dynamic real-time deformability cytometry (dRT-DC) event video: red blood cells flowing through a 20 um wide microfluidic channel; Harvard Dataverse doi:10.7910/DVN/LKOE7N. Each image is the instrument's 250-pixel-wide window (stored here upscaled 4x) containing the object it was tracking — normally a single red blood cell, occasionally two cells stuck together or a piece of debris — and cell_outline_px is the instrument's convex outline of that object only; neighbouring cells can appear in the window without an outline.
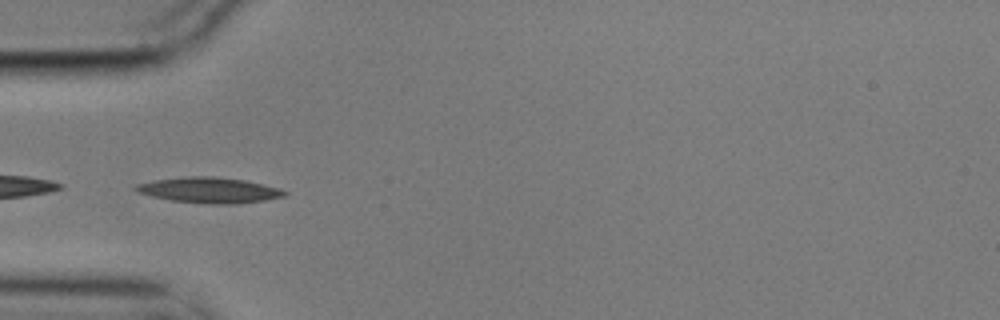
{"species": "common noctule bat (a hibernating species)", "species_latin": "Nyctalus noctula", "temperature_condition": "cold", "stored_images_in_passage": 6, "camera_frame_rate_fps": 3000, "um_per_image_px": 0.085, "animal": {"sex": "male", "body_mass_g": 17.9}, "frame": {"image": 1, "passage_image": 5, "time_ms": 1.333, "image_size_px": [1000, 320], "cell_outline_px": [[288, 192], [284, 196], [264, 200], [236, 204], [208, 204], [172, 200], [152, 196], [140, 192], [132, 188], [136, 184], [156, 180], [188, 176], [212, 176], [244, 180], [280, 188]], "centroid_in_image_um": [17.81, 16.16], "position_along_channel_um": 67.2, "area_um2": 21.96}}
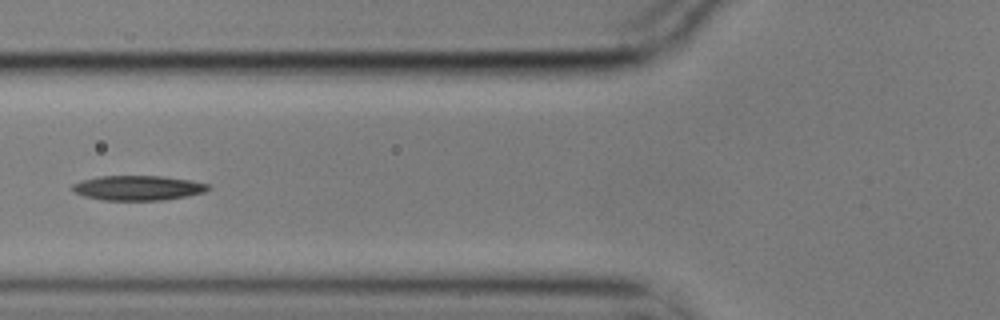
{"frame": {"image": 2, "passage_image": 6, "time_ms": 1.667, "image_size_px": [1000, 320], "cell_outline_px": [[212, 188], [204, 192], [188, 196], [164, 200], [104, 200], [84, 196], [76, 192], [72, 188], [72, 184], [80, 180], [96, 176], [164, 176], [192, 180], [208, 184]], "centroid_in_image_um": [11.75, 15.96], "position_along_channel_um": 114.0, "area_um2": 19.77}}